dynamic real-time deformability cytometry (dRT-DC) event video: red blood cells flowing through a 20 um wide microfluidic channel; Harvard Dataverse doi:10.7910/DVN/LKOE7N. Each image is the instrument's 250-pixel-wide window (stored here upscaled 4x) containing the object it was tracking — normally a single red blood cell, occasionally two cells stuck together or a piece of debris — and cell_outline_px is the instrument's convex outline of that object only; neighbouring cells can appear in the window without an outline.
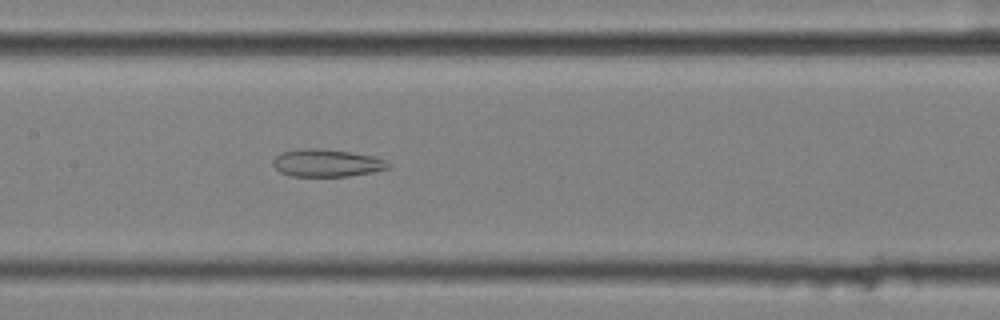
{"species": "common noctule bat (a hibernating species)", "species_latin": "Nyctalus noctula", "temperature_condition": "cold", "stored_images_in_passage": 57, "segment_of_instrument_passage": [2, 2], "camera_frame_rate_fps": 3000, "um_per_image_px": 0.085, "animal": {"sex": "female", "body_mass_g": 25.1}, "frame": {"image": 1, "passage_image": 28, "time_ms": 9.0, "image_size_px": [1000, 320], "cell_outline_px": [[388, 168], [372, 172], [348, 176], [292, 176], [280, 172], [272, 164], [272, 160], [280, 152], [308, 148], [320, 148], [348, 152], [372, 156], [384, 160], [388, 164]], "centroid_in_image_um": [27.71, 13.85], "position_along_channel_um": 179.7, "area_um2": 18.21}}
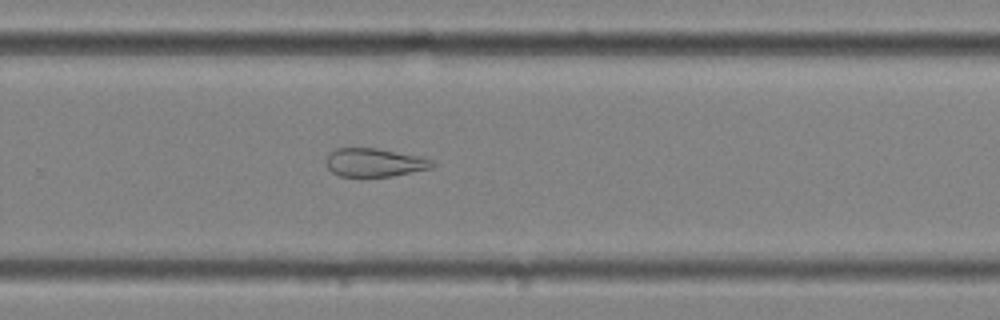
{"frame": {"image": 2, "passage_image": 38, "time_ms": 12.333, "image_size_px": [1000, 320], "cell_outline_px": [[436, 164], [432, 168], [392, 176], [340, 176], [332, 172], [328, 168], [328, 152], [336, 148], [376, 148], [420, 156], [432, 160]], "centroid_in_image_um": [31.86, 13.81], "position_along_channel_um": 297.9, "area_um2": 17.46}}
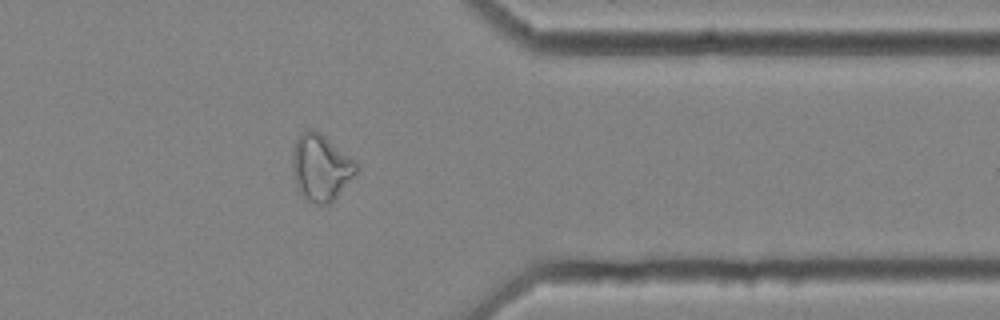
{"frame": {"image": 3, "passage_image": 46, "time_ms": 15.0, "image_size_px": [1000, 320], "cell_outline_px": [[360, 164], [356, 176], [328, 204], [316, 204], [308, 200], [300, 192], [296, 184], [292, 168], [292, 152], [296, 140], [300, 132], [308, 128], [312, 128], [320, 132], [356, 160]], "centroid_in_image_um": [27.3, 14.19], "position_along_channel_um": 384.1, "area_um2": 25.03}}